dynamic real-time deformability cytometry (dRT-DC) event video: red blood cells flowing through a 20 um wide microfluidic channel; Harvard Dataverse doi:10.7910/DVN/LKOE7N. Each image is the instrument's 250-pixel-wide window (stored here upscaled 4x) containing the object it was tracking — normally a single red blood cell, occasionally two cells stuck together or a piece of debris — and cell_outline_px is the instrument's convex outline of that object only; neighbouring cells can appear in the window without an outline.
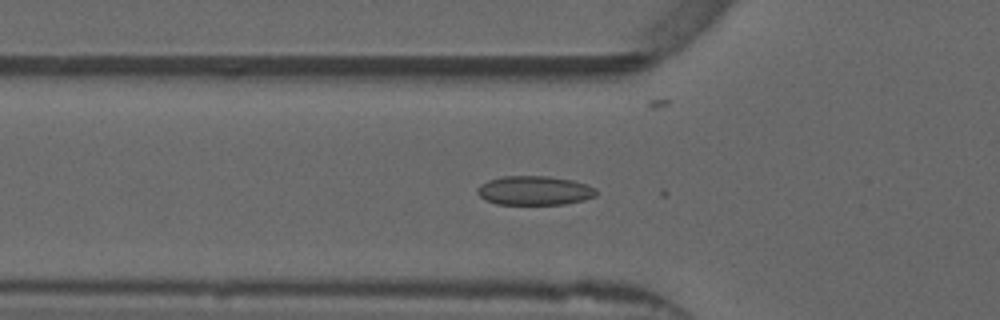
{"species": "common noctule bat (a hibernating species)", "species_latin": "Nyctalus noctula", "temperature_condition": "warm", "stored_images_in_passage": 52, "camera_frame_rate_fps": 3000, "um_per_image_px": 0.085, "animal": {"sex": "male", "forearm_length_mm": 52.5}, "frame": {"image": 1, "passage_image": 17, "time_ms": 5.333, "image_size_px": [1000, 320], "cell_outline_px": [[596, 196], [584, 200], [564, 204], [496, 204], [484, 200], [476, 192], [480, 184], [488, 180], [504, 176], [548, 176], [572, 180], [588, 184], [596, 188]], "centroid_in_image_um": [45.43, 16.19], "position_along_channel_um": 80.4, "area_um2": 20.29}}